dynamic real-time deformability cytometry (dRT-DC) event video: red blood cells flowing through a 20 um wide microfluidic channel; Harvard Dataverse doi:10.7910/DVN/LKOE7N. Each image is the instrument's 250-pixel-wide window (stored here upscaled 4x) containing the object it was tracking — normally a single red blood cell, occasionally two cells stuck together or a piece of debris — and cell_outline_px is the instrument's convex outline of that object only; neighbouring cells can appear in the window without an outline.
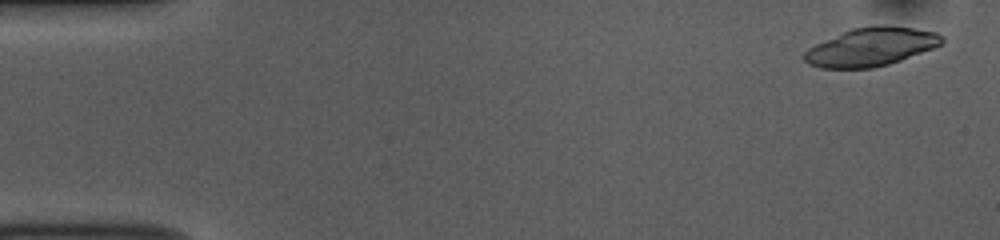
{"species": "common noctule bat (a hibernating species)", "species_latin": "Nyctalus noctula", "temperature_condition": "room temperature", "stored_images_in_passage": 39, "segment_of_instrument_passage": [1, 2], "camera_frame_rate_fps": 3000, "um_per_image_px": 0.085, "animal": {"sex": "female", "body_mass_g": 10.0, "forearm_length_mm": 53.1}, "frame": {"image": 1, "passage_image": 2, "time_ms": 0.333, "image_size_px": [1000, 240], "cell_outline_px": [[944, 44], [900, 60], [888, 64], [872, 68], [820, 68], [808, 64], [800, 56], [808, 48], [816, 44], [852, 28], [876, 24], [888, 24], [936, 32], [944, 36]], "centroid_in_image_um": [74.04, 3.97], "position_along_channel_um": 11.0, "area_um2": 30.98}}